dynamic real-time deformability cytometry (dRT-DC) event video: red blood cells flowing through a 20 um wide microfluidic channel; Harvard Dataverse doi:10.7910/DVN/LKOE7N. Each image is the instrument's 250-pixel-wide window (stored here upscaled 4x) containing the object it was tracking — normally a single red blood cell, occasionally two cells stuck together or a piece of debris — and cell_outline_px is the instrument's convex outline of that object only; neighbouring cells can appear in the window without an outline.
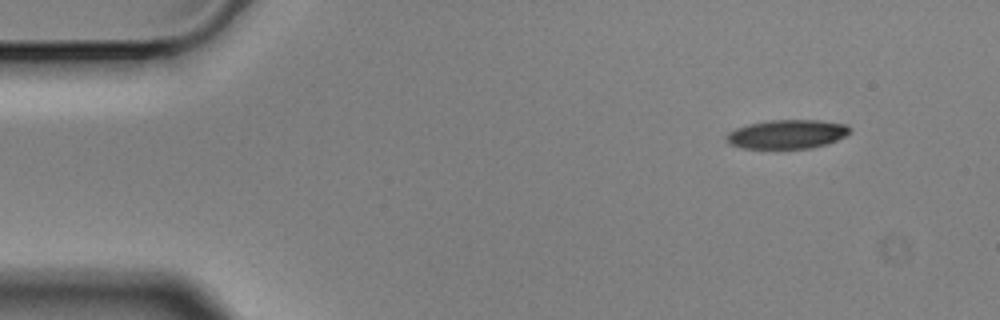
{"species": "Egyptian fruit bat (a non-hibernating species)", "species_latin": "Rousettus aegyptiacus", "temperature_condition": "cold", "stored_images_in_passage": 5, "camera_frame_rate_fps": 3000, "um_per_image_px": 0.085, "animal": {"sex": "male"}, "frame": {"image": 1, "passage_image": 5, "time_ms": 1.333, "image_size_px": [1000, 320], "cell_outline_px": [[848, 132], [844, 136], [828, 144], [812, 148], [740, 148], [728, 144], [724, 140], [724, 136], [728, 132], [736, 128], [748, 124], [772, 120], [820, 120], [848, 124]], "centroid_in_image_um": [66.84, 11.41], "position_along_channel_um": 18.2, "area_um2": 20.92}}